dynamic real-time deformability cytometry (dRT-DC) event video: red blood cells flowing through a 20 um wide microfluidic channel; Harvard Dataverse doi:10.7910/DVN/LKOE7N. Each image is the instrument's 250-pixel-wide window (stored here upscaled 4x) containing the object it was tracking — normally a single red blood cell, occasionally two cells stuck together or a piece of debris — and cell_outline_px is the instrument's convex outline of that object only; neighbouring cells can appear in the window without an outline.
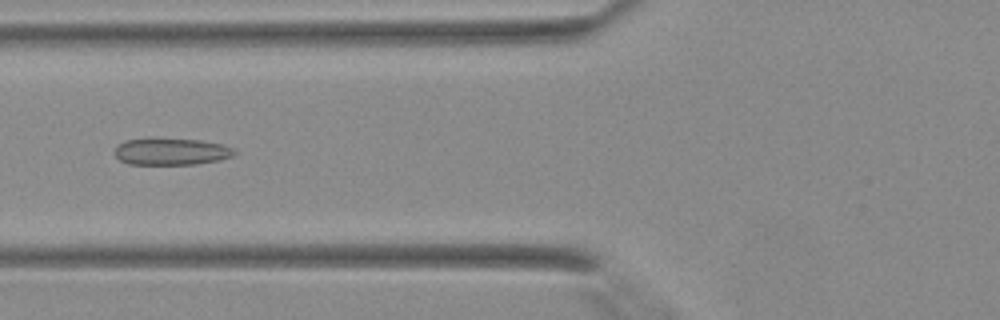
{"species": "Egyptian fruit bat (a non-hibernating species)", "species_latin": "Rousettus aegyptiacus", "temperature_condition": "warm", "stored_images_in_passage": 39, "camera_frame_rate_fps": 3000, "um_per_image_px": 0.085, "animal": {"sex": "female"}, "frame": {"image": 1, "passage_image": 14, "time_ms": 4.333, "image_size_px": [1000, 320], "cell_outline_px": [[236, 152], [232, 156], [220, 160], [196, 164], [128, 164], [120, 160], [116, 156], [116, 148], [124, 140], [152, 136], [200, 140], [220, 144], [236, 148]], "centroid_in_image_um": [14.55, 12.85], "position_along_channel_um": 111.2, "area_um2": 19.25}}
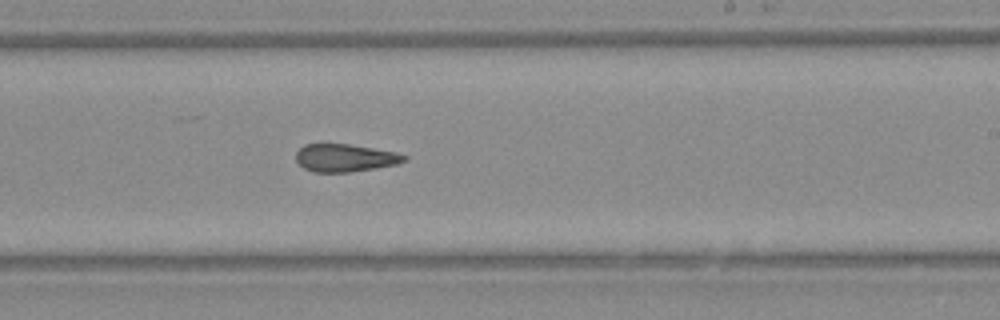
{"frame": {"image": 2, "passage_image": 23, "time_ms": 7.333, "image_size_px": [1000, 320], "cell_outline_px": [[408, 156], [404, 160], [396, 164], [376, 168], [348, 172], [316, 172], [304, 168], [296, 160], [296, 152], [304, 144], [348, 144], [396, 152]], "centroid_in_image_um": [29.31, 13.41], "position_along_channel_um": 259.7, "area_um2": 17.28}}
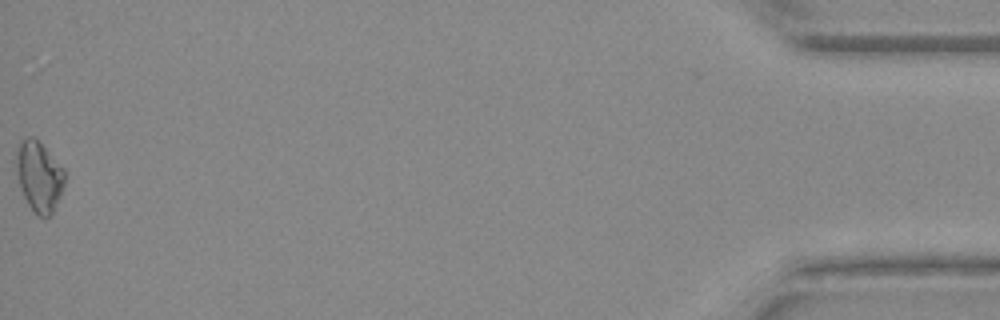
{"frame": {"image": 3, "passage_image": 39, "time_ms": 12.667, "image_size_px": [1000, 320], "cell_outline_px": [[64, 184], [60, 196], [52, 212], [48, 216], [40, 216], [28, 204], [20, 188], [12, 160], [16, 148], [20, 140], [28, 136], [32, 136], [64, 168]], "centroid_in_image_um": [3.25, 14.94], "position_along_channel_um": 431.9, "area_um2": 19.88}}